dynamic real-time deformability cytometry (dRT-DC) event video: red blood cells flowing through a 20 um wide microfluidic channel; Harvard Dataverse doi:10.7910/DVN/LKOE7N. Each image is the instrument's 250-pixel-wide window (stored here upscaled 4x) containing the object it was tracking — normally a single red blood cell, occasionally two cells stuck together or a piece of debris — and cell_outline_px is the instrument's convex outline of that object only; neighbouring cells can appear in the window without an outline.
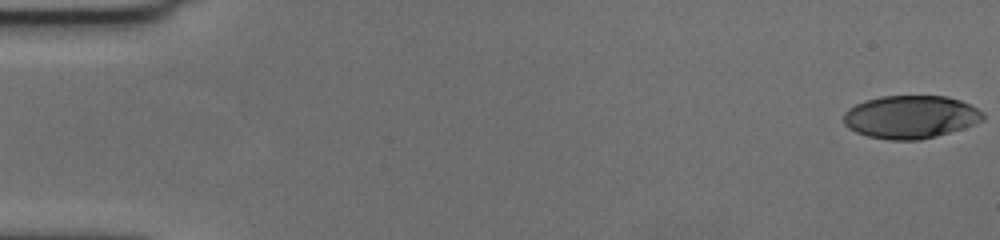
{"species": "human", "species_latin": "Homo sapiens", "temperature_condition": "cold", "stored_images_in_passage": 57, "camera_frame_rate_fps": 3000, "um_per_image_px": 0.085, "donor": {"sex": "female"}, "frame": {"image": 1, "passage_image": 1, "time_ms": 0.0, "image_size_px": [1000, 240], "cell_outline_px": [[984, 120], [964, 128], [936, 136], [920, 140], [888, 140], [868, 136], [856, 132], [848, 128], [844, 124], [844, 112], [848, 108], [864, 100], [880, 96], [948, 96], [960, 100], [984, 112]], "centroid_in_image_um": [77.39, 9.94], "position_along_channel_um": 7.6, "area_um2": 35.08}}
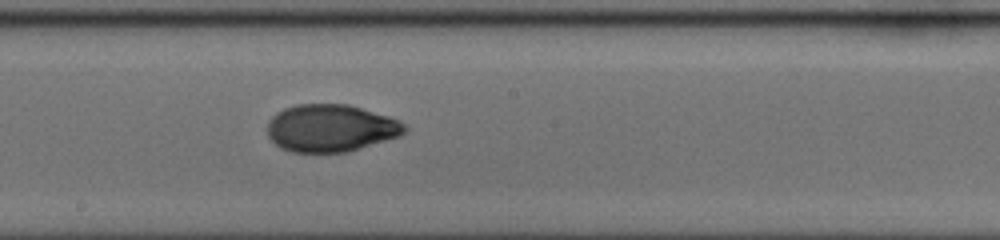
{"frame": {"image": 2, "passage_image": 32, "time_ms": 10.333, "image_size_px": [1000, 240], "cell_outline_px": [[408, 128], [400, 136], [348, 152], [292, 152], [280, 148], [268, 136], [268, 120], [276, 112], [284, 108], [296, 104], [348, 104], [388, 116], [400, 120], [408, 124]], "centroid_in_image_um": [28.13, 10.89], "position_along_channel_um": 220.1, "area_um2": 38.15}}
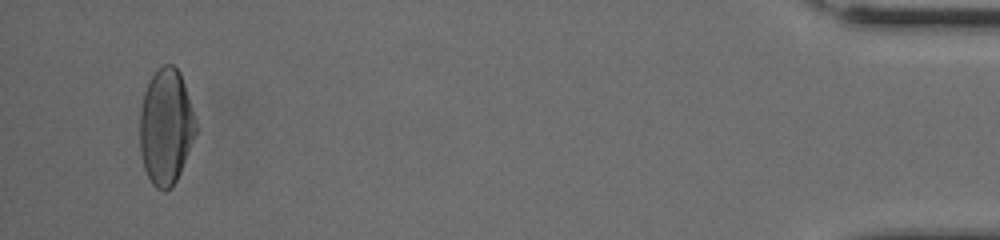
{"frame": {"image": 3, "passage_image": 55, "time_ms": 18.0, "image_size_px": [1000, 240], "cell_outline_px": [[196, 132], [180, 172], [176, 180], [164, 192], [156, 188], [152, 184], [144, 168], [140, 152], [140, 112], [144, 92], [148, 80], [156, 68], [164, 64], [172, 64], [180, 72], [184, 84], [196, 124]], "centroid_in_image_um": [14.07, 10.75], "position_along_channel_um": 421.1, "area_um2": 37.51}, "authors_computed_cell_mechanics": {"area_um2": 37.1076, "velocity_mm_per_s": 3.6469, "shape_relaxation_time_tau1_ms": 7.4641, "shape_relaxation_time_tau2_ms": 2.3743, "deformation_change_tau1": 0.249, "deformation_change_tau2": 0.0451}}